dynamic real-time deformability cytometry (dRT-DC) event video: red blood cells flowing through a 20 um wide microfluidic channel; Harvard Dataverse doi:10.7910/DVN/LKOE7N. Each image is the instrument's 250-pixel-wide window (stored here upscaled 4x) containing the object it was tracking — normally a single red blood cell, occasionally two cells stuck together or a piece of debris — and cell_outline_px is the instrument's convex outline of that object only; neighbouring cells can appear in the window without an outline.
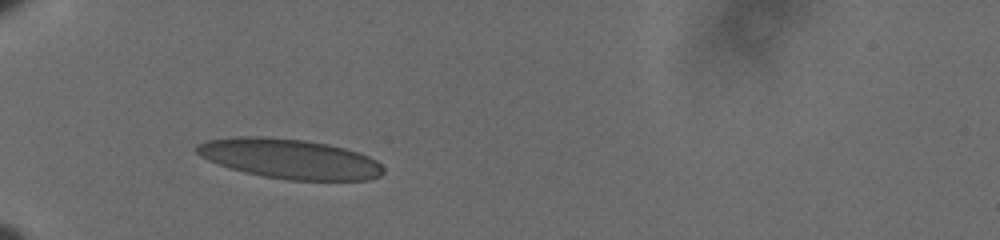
{"species": "human", "species_latin": "Homo sapiens", "temperature_condition": "cold", "stored_images_in_passage": 35, "camera_frame_rate_fps": 3000, "um_per_image_px": 0.085, "donor": {"sex": "male"}, "frame": {"image": 1, "passage_image": 1, "time_ms": 0.0, "image_size_px": [1000, 240], "cell_outline_px": [[384, 172], [380, 176], [368, 180], [288, 180], [264, 176], [244, 172], [208, 160], [200, 156], [196, 152], [196, 144], [208, 140], [236, 136], [264, 136], [304, 140], [328, 144], [344, 148], [368, 156], [376, 160], [384, 168]], "centroid_in_image_um": [24.62, 13.49], "position_along_channel_um": 60.4, "area_um2": 43.18}}
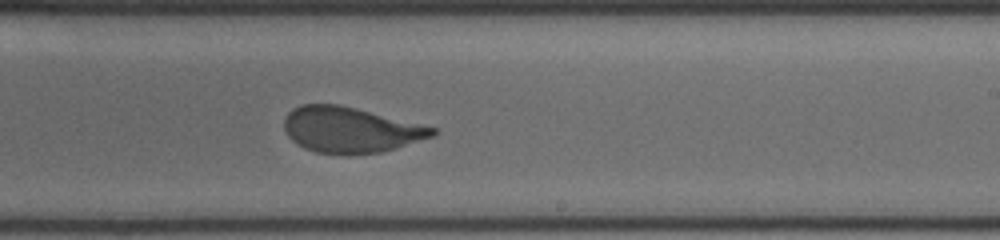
{"frame": {"image": 2, "passage_image": 19, "time_ms": 6.0, "image_size_px": [1000, 240], "cell_outline_px": [[440, 132], [436, 136], [396, 148], [380, 152], [316, 152], [304, 148], [296, 144], [288, 136], [284, 128], [284, 120], [288, 112], [292, 108], [300, 104], [340, 104], [436, 128]], "centroid_in_image_um": [29.79, 11.0], "position_along_channel_um": 259.2, "area_um2": 38.96}}
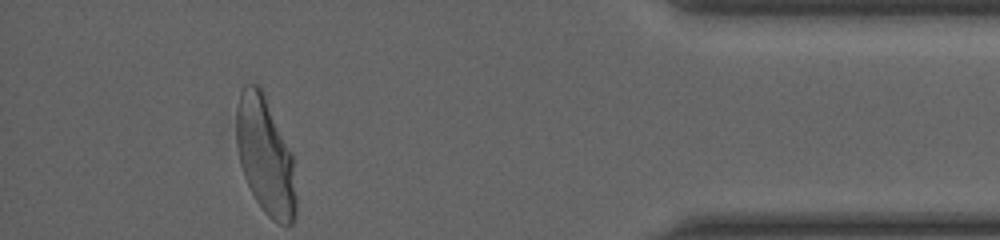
{"frame": {"image": 3, "passage_image": 35, "time_ms": 11.333, "image_size_px": [1000, 240], "cell_outline_px": [[296, 212], [292, 224], [280, 224], [272, 220], [264, 212], [256, 200], [244, 176], [240, 164], [236, 144], [236, 112], [240, 92], [244, 84], [256, 84], [260, 88], [292, 152], [296, 196]], "centroid_in_image_um": [22.54, 13.28], "position_along_channel_um": 412.7, "area_um2": 40.58}, "authors_computed_cell_mechanics": {"area_um2": 40.6912, "velocity_mm_per_s": 3.5955, "shape_relaxation_time_tau1_ms": 4.9104, "shape_relaxation_time_tau2_ms": null, "deformation_change_tau1": 0.1843, "deformation_change_tau2": null}}